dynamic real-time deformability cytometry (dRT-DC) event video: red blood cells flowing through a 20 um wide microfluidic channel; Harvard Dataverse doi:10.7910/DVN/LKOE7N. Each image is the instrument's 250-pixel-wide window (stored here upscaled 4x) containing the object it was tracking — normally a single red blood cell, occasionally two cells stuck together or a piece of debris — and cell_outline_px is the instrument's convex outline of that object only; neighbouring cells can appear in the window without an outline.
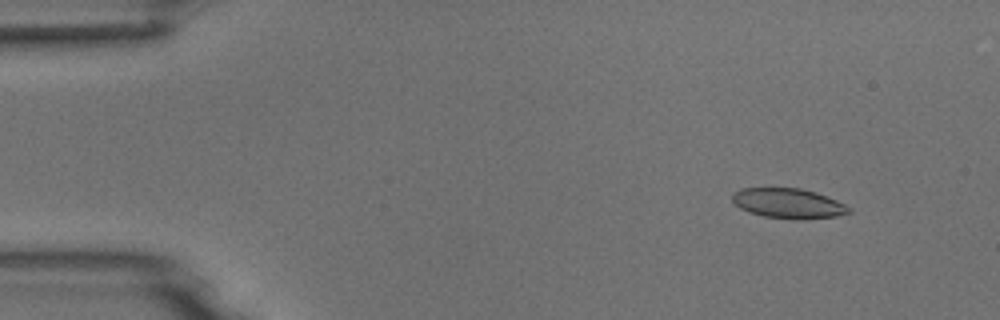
{"species": "common noctule bat (a hibernating species)", "species_latin": "Nyctalus noctula", "temperature_condition": "room temperature", "stored_images_in_passage": 5, "segment_of_instrument_passage": [2, 2], "camera_frame_rate_fps": 3000, "um_per_image_px": 0.085, "animal": {"sex": "male", "body_mass_g": 18.8}, "frame": {"image": 1, "passage_image": 5, "time_ms": 6.333, "image_size_px": [1000, 320], "cell_outline_px": [[852, 212], [836, 216], [796, 220], [764, 216], [748, 212], [740, 208], [732, 200], [732, 192], [740, 188], [800, 188], [816, 192], [836, 200], [852, 208]], "centroid_in_image_um": [67.0, 17.28], "position_along_channel_um": 18.0, "area_um2": 20.46}}